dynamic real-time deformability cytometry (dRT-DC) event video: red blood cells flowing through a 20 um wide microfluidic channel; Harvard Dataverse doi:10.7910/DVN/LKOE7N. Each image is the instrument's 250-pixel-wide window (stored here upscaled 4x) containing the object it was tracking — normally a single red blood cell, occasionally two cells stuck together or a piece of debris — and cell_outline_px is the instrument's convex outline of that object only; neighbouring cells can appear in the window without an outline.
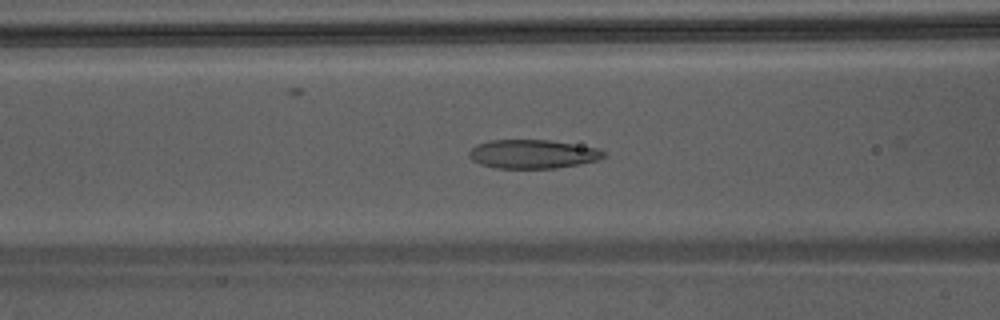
{"species": "Egyptian fruit bat (a non-hibernating species)", "species_latin": "Rousettus aegyptiacus", "temperature_condition": "warm", "stored_images_in_passage": 48, "camera_frame_rate_fps": 3000, "um_per_image_px": 0.085, "animal": {"sex": "male"}, "frame": {"image": 1, "passage_image": 21, "time_ms": 6.667, "image_size_px": [1000, 320], "cell_outline_px": [[604, 156], [596, 160], [580, 164], [556, 168], [496, 168], [480, 164], [472, 160], [468, 156], [468, 152], [476, 144], [488, 140], [548, 140], [596, 148], [604, 152]], "centroid_in_image_um": [45.21, 13.09], "position_along_channel_um": 121.4, "area_um2": 22.43}}
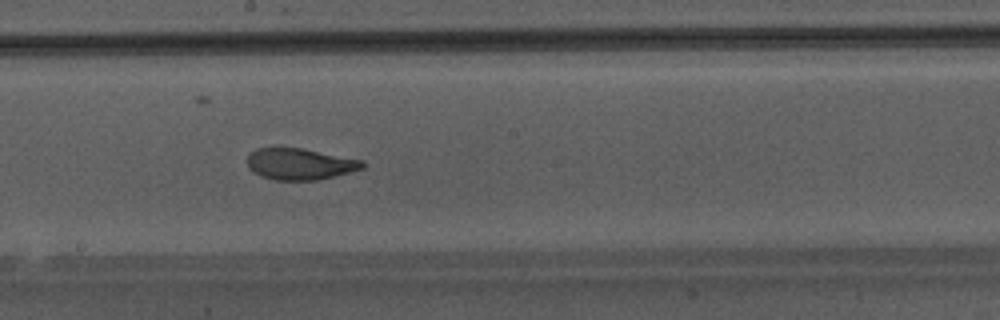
{"frame": {"image": 2, "passage_image": 28, "time_ms": 9.0, "image_size_px": [1000, 320], "cell_outline_px": [[364, 168], [336, 176], [320, 180], [276, 180], [252, 172], [248, 168], [248, 156], [256, 148], [300, 148], [364, 160]], "centroid_in_image_um": [25.52, 13.95], "position_along_channel_um": 222.7, "area_um2": 20.98}}
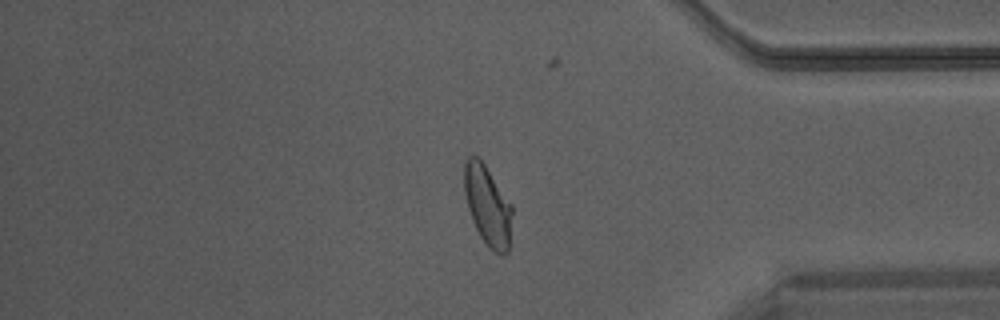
{"frame": {"image": 3, "passage_image": 41, "time_ms": 13.333, "image_size_px": [1000, 320], "cell_outline_px": [[512, 212], [508, 252], [504, 256], [500, 256], [488, 248], [480, 236], [472, 220], [468, 208], [464, 192], [464, 164], [468, 156], [480, 156], [512, 204]], "centroid_in_image_um": [41.45, 17.47], "position_along_channel_um": 393.8, "area_um2": 22.66}}